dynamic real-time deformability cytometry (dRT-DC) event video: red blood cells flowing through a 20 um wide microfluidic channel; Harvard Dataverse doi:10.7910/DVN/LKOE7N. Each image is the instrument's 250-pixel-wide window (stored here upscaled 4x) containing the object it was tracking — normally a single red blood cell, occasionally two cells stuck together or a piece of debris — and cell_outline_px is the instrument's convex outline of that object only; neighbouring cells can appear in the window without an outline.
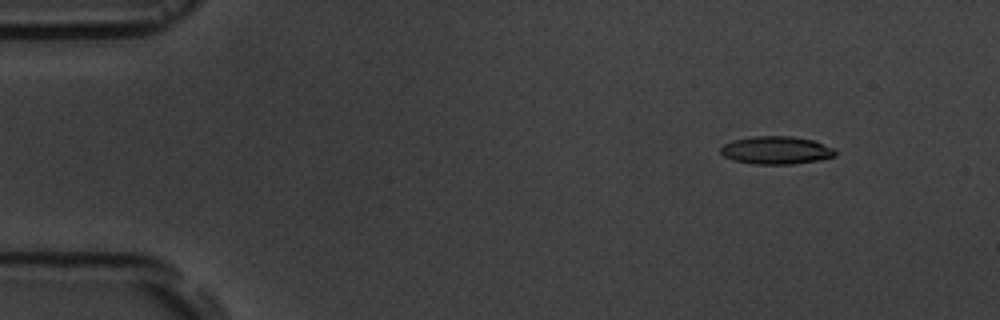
{"species": "common noctule bat (a hibernating species)", "species_latin": "Nyctalus noctula", "temperature_condition": "room temperature", "stored_images_in_passage": 5, "camera_frame_rate_fps": 3000, "um_per_image_px": 0.085, "animal": {"sex": "male", "body_mass_g": 19.5, "forearm_length_mm": 54.6}, "frame": {"image": 1, "passage_image": 2, "time_ms": 1.333, "image_size_px": [1000, 320], "cell_outline_px": [[836, 156], [820, 160], [792, 164], [756, 164], [732, 160], [724, 156], [720, 152], [720, 148], [724, 144], [732, 140], [756, 136], [792, 136], [812, 140], [832, 148], [836, 152]], "centroid_in_image_um": [65.96, 12.77], "position_along_channel_um": 19.0, "area_um2": 18.55}}
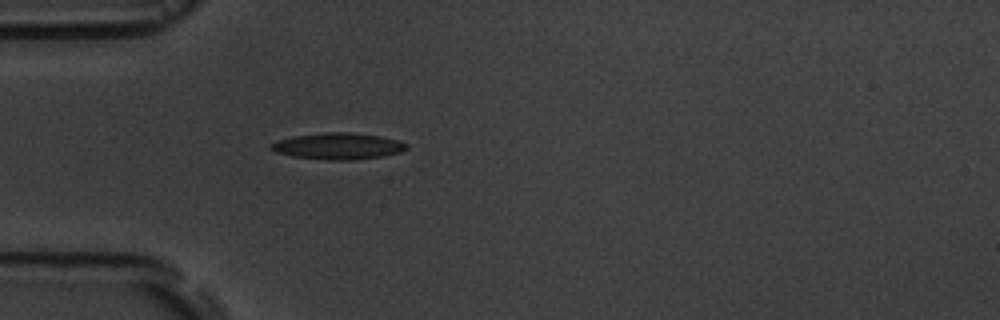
{"frame": {"image": 2, "passage_image": 5, "time_ms": 4.667, "image_size_px": [1000, 320], "cell_outline_px": [[408, 148], [400, 152], [380, 156], [348, 160], [328, 160], [292, 156], [276, 152], [268, 148], [272, 144], [280, 140], [292, 136], [328, 132], [348, 132], [380, 136], [396, 140], [408, 144]], "centroid_in_image_um": [28.72, 12.42], "position_along_channel_um": 56.3, "area_um2": 20.58}}